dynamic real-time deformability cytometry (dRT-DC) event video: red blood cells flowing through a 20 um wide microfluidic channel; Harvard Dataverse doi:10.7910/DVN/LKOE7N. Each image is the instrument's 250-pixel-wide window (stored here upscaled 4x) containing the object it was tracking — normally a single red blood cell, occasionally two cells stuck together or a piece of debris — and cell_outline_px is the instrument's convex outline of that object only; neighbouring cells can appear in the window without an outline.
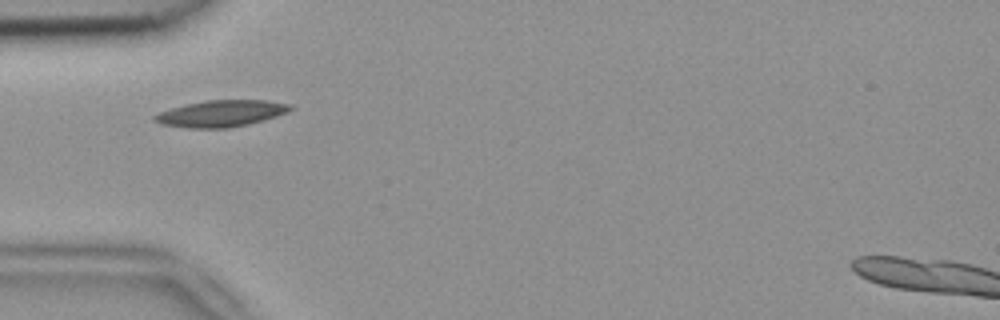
{"species": "common noctule bat (a hibernating species)", "species_latin": "Nyctalus noctula", "temperature_condition": "room temperature", "stored_images_in_passage": 3, "camera_frame_rate_fps": 3000, "um_per_image_px": 0.085, "animal": {"sex": "female", "body_mass_g": 18.4}, "frame": {"image": 1, "passage_image": 1, "time_ms": 0.0, "image_size_px": [1000, 320], "cell_outline_px": [[296, 108], [288, 112], [264, 120], [248, 124], [228, 128], [188, 128], [164, 124], [152, 120], [152, 116], [160, 112], [184, 104], [208, 100], [268, 100], [292, 104]], "centroid_in_image_um": [18.84, 9.64], "position_along_channel_um": 66.2, "area_um2": 21.1}}